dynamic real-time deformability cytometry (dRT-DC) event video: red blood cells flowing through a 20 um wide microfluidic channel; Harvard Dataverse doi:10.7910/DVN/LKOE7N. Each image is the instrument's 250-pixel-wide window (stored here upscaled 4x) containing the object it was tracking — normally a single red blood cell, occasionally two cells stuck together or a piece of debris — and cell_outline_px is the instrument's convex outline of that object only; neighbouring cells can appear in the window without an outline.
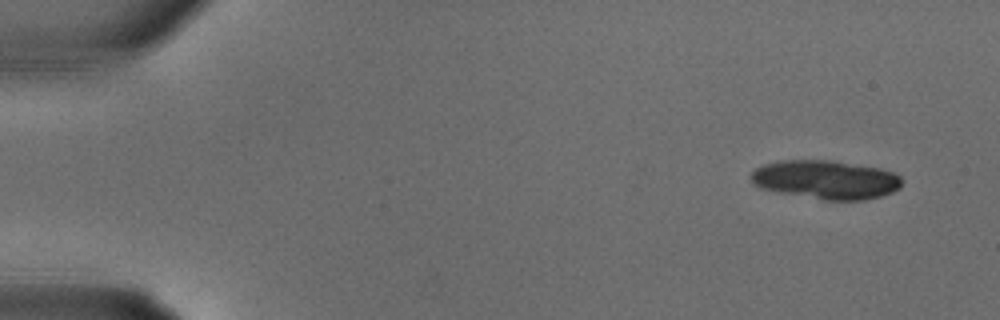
{"species": "common noctule bat (a hibernating species)", "species_latin": "Nyctalus noctula", "temperature_condition": "warm", "stored_images_in_passage": 17, "camera_frame_rate_fps": 3000, "um_per_image_px": 0.085, "animal": {"sex": "male", "body_mass_g": 18.8}, "frame": {"image": 1, "passage_image": 1, "time_ms": 0.0, "image_size_px": [1000, 320], "cell_outline_px": [[900, 188], [892, 192], [880, 196], [864, 200], [824, 200], [780, 192], [760, 188], [752, 184], [748, 176], [756, 168], [764, 164], [784, 160], [828, 160], [880, 168], [892, 172], [900, 176]], "centroid_in_image_um": [70.15, 15.27], "position_along_channel_um": 14.8, "area_um2": 33.99}}
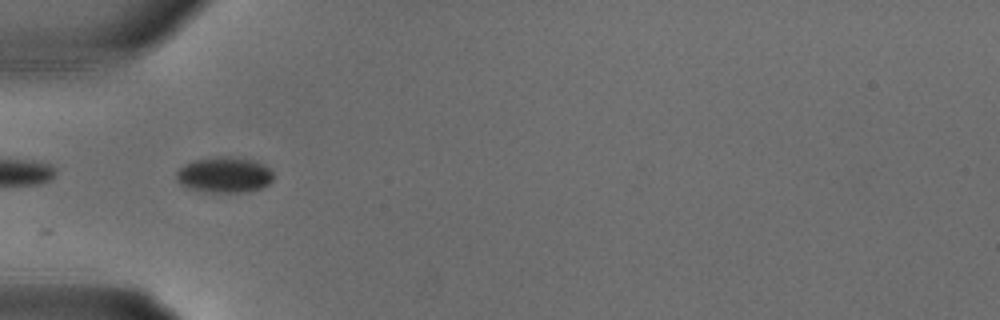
{"frame": {"image": 2, "passage_image": 9, "time_ms": 2.667, "image_size_px": [1000, 320], "cell_outline_px": [[272, 180], [268, 184], [260, 188], [248, 192], [204, 192], [188, 188], [180, 184], [176, 180], [176, 172], [184, 164], [192, 160], [220, 156], [224, 156], [256, 160], [264, 164], [272, 172]], "centroid_in_image_um": [19.04, 14.86], "position_along_channel_um": 66.0, "area_um2": 20.35}}
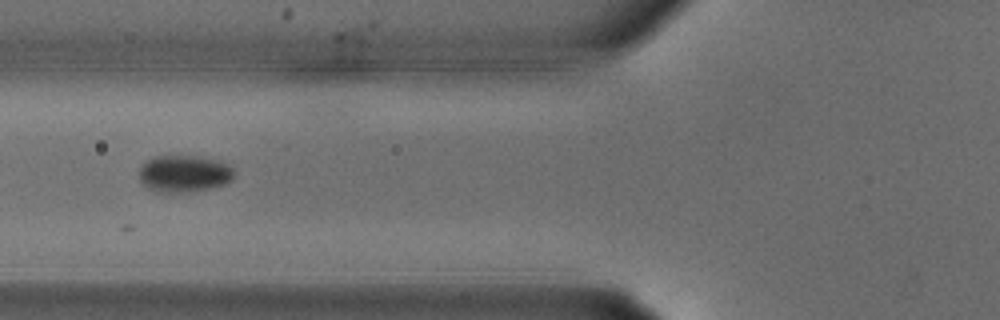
{"frame": {"image": 3, "passage_image": 11, "time_ms": 3.333, "image_size_px": [1000, 320], "cell_outline_px": [[236, 176], [232, 180], [224, 184], [208, 188], [184, 192], [156, 192], [140, 184], [140, 164], [156, 156], [196, 156], [216, 160], [232, 164], [236, 172]], "centroid_in_image_um": [15.67, 14.75], "position_along_channel_um": 110.1, "area_um2": 20.69}}